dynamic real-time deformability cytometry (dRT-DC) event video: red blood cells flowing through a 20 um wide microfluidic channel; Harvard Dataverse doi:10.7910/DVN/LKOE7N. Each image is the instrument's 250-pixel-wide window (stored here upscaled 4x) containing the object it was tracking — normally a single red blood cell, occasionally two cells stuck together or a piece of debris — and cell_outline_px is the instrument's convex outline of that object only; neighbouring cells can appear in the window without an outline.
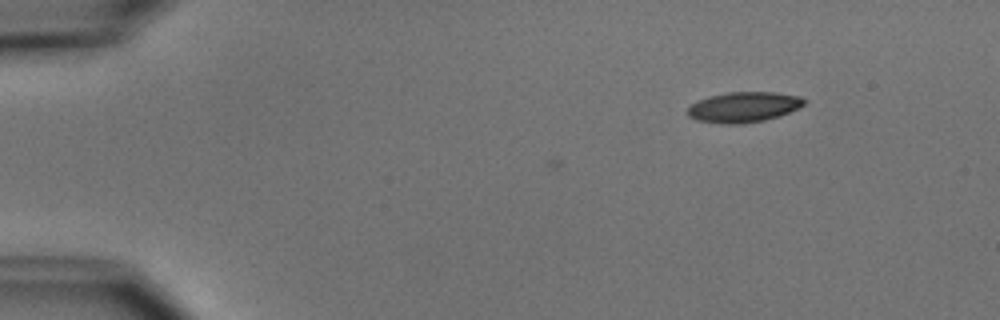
{"species": "common noctule bat (a hibernating species)", "species_latin": "Nyctalus noctula", "temperature_condition": "cold", "stored_images_in_passage": 12, "camera_frame_rate_fps": 3000, "um_per_image_px": 0.085, "animal": {"sex": "male", "body_mass_g": 15.6}, "frame": {"image": 1, "passage_image": 12, "time_ms": 3.667, "image_size_px": [1000, 320], "cell_outline_px": [[808, 100], [800, 108], [764, 120], [744, 124], [728, 124], [696, 120], [688, 116], [688, 108], [692, 104], [708, 96], [728, 92], [776, 92], [800, 96]], "centroid_in_image_um": [63.24, 9.09], "position_along_channel_um": 21.8, "area_um2": 20.58}}